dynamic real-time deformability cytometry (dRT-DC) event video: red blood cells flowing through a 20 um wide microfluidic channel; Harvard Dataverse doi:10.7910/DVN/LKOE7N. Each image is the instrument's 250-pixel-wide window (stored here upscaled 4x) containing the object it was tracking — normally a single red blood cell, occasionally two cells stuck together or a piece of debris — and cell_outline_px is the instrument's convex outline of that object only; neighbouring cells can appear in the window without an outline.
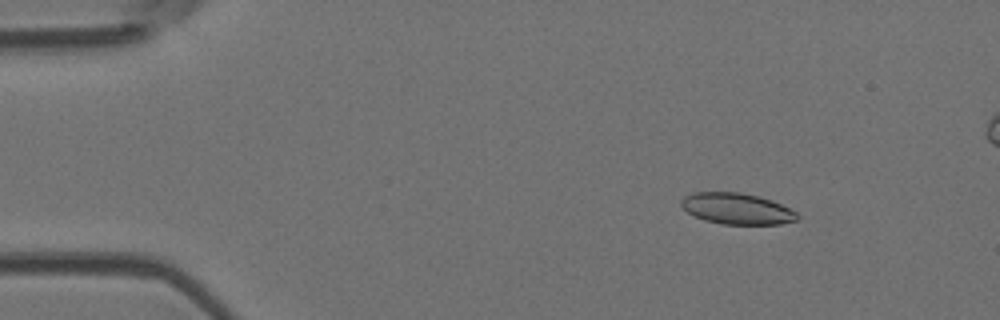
{"species": "Egyptian fruit bat (a non-hibernating species)", "species_latin": "Rousettus aegyptiacus", "temperature_condition": "room temperature", "stored_images_in_passage": 5, "camera_frame_rate_fps": 3000, "um_per_image_px": 0.085, "animal": {"sex": "female"}, "frame": {"image": 1, "passage_image": 2, "time_ms": 1.0, "image_size_px": [1000, 320], "cell_outline_px": [[800, 216], [796, 220], [780, 224], [724, 224], [704, 220], [688, 212], [680, 204], [680, 200], [684, 196], [692, 192], [740, 192], [772, 200], [796, 212]], "centroid_in_image_um": [62.61, 17.73], "position_along_channel_um": 22.4, "area_um2": 20.92}}